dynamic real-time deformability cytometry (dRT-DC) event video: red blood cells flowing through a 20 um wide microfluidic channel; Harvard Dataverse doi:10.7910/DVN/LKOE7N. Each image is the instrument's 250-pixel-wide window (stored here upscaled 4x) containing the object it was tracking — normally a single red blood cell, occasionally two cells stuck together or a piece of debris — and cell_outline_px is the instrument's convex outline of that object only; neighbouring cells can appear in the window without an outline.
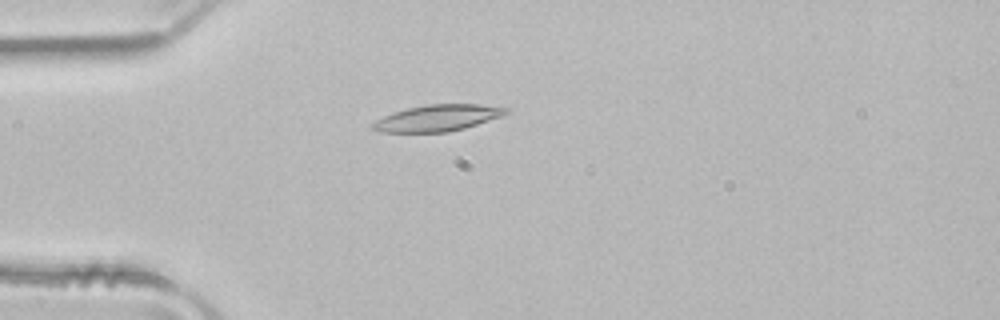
{"species": "common noctule bat (a hibernating species)", "species_latin": "Nyctalus noctula", "temperature_condition": "room temperature", "stored_images_in_passage": 36, "camera_frame_rate_fps": 3000, "um_per_image_px": 0.085, "animal": {"sex": "male", "body_mass_g": 21.5, "forearm_length_mm": 52.0}, "frame": {"image": 1, "passage_image": 1, "time_ms": 0.0, "image_size_px": [1000, 320], "cell_outline_px": [[508, 112], [500, 116], [464, 128], [448, 132], [380, 132], [372, 128], [372, 124], [376, 120], [392, 112], [408, 108], [428, 104], [480, 104], [508, 108]], "centroid_in_image_um": [37.16, 10.02], "position_along_channel_um": 47.8, "area_um2": 20.23}}
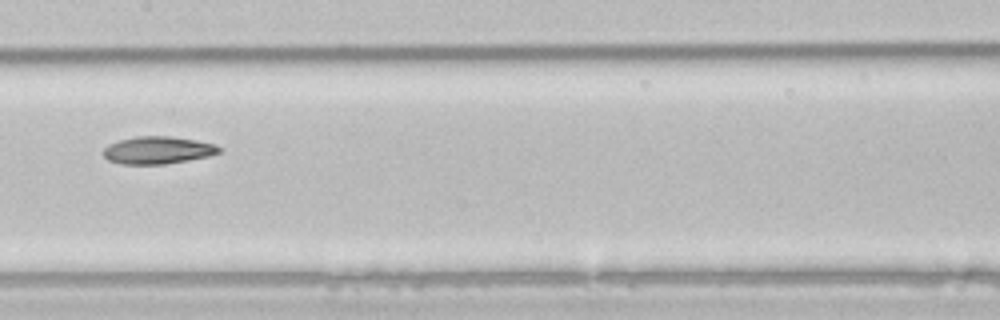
{"frame": {"image": 2, "passage_image": 13, "time_ms": 4.0, "image_size_px": [1000, 320], "cell_outline_px": [[220, 152], [208, 156], [188, 160], [164, 164], [120, 164], [108, 160], [104, 156], [104, 148], [108, 144], [120, 140], [136, 136], [172, 136], [196, 140], [216, 144], [220, 148]], "centroid_in_image_um": [13.4, 12.76], "position_along_channel_um": 194.0, "area_um2": 18.5}}
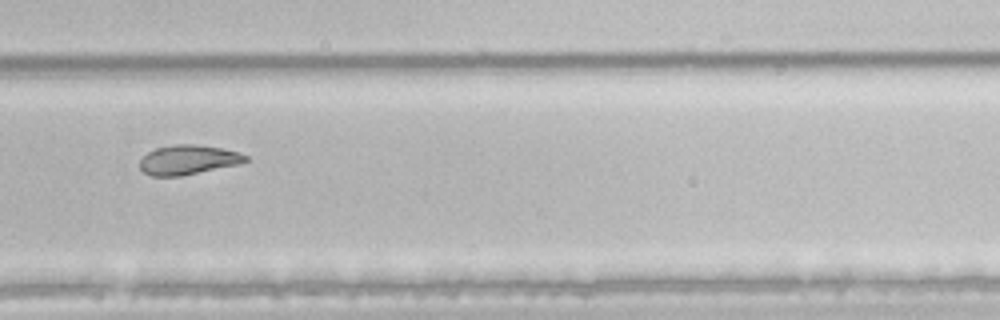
{"frame": {"image": 3, "passage_image": 22, "time_ms": 7.0, "image_size_px": [1000, 320], "cell_outline_px": [[248, 160], [240, 164], [180, 176], [152, 176], [144, 172], [140, 168], [140, 160], [148, 152], [156, 148], [176, 144], [196, 144], [220, 148], [240, 152], [248, 156]], "centroid_in_image_um": [16.01, 13.58], "position_along_channel_um": 313.8, "area_um2": 18.15}}